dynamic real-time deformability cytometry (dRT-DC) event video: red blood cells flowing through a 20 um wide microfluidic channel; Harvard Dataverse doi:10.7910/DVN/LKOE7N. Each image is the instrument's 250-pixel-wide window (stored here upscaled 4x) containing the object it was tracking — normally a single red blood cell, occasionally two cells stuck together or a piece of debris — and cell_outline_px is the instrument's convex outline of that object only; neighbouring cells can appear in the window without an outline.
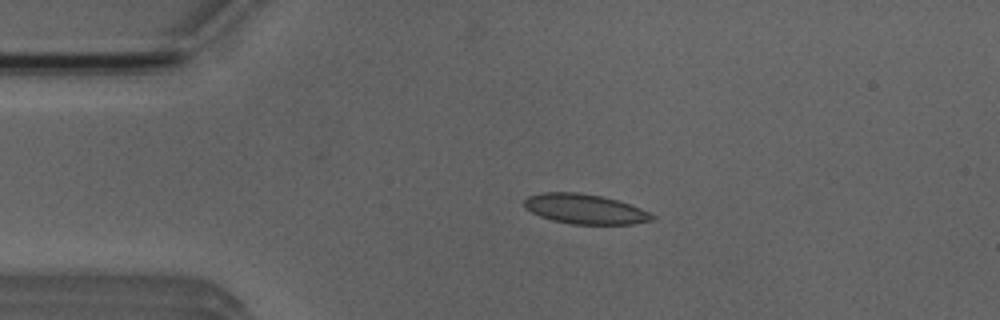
{"species": "Egyptian fruit bat (a non-hibernating species)", "species_latin": "Rousettus aegyptiacus", "temperature_condition": "room temperature", "stored_images_in_passage": 4, "camera_frame_rate_fps": 3000, "um_per_image_px": 0.085, "animal": {"sex": "male"}, "frame": {"image": 1, "passage_image": 2, "time_ms": 1.333, "image_size_px": [1000, 320], "cell_outline_px": [[656, 216], [652, 220], [636, 224], [572, 224], [552, 220], [540, 216], [524, 208], [524, 200], [528, 196], [540, 192], [576, 192], [600, 196], [616, 200], [640, 208]], "centroid_in_image_um": [49.69, 17.77], "position_along_channel_um": 35.3, "area_um2": 22.14}}